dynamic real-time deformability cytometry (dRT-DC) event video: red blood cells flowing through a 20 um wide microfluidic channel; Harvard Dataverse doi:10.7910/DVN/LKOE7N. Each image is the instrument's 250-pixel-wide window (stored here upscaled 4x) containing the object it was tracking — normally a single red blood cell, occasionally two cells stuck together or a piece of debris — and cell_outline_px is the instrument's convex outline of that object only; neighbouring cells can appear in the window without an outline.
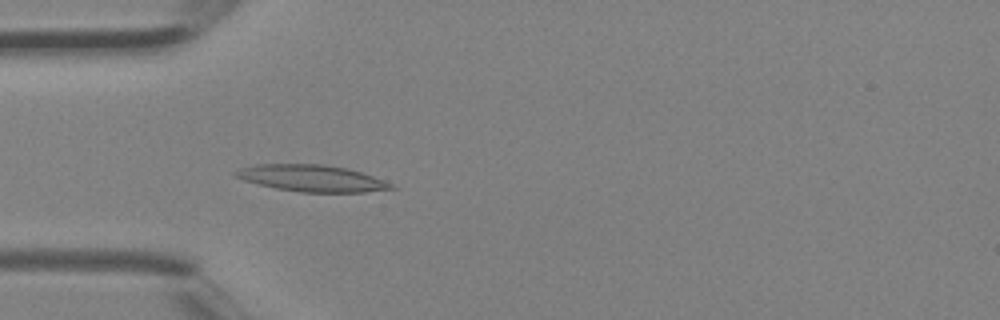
{"species": "Egyptian fruit bat (a non-hibernating species)", "species_latin": "Rousettus aegyptiacus", "temperature_condition": "room temperature", "stored_images_in_passage": 3, "camera_frame_rate_fps": 3000, "um_per_image_px": 0.085, "animal": {"sex": "female"}, "frame": {"image": 1, "passage_image": 3, "time_ms": 0.667, "image_size_px": [1000, 320], "cell_outline_px": [[396, 188], [364, 192], [300, 192], [276, 188], [244, 180], [236, 176], [232, 172], [240, 168], [256, 164], [324, 164], [344, 168], [360, 172], [372, 176], [392, 184]], "centroid_in_image_um": [26.47, 15.15], "position_along_channel_um": 58.5, "area_um2": 23.81}}